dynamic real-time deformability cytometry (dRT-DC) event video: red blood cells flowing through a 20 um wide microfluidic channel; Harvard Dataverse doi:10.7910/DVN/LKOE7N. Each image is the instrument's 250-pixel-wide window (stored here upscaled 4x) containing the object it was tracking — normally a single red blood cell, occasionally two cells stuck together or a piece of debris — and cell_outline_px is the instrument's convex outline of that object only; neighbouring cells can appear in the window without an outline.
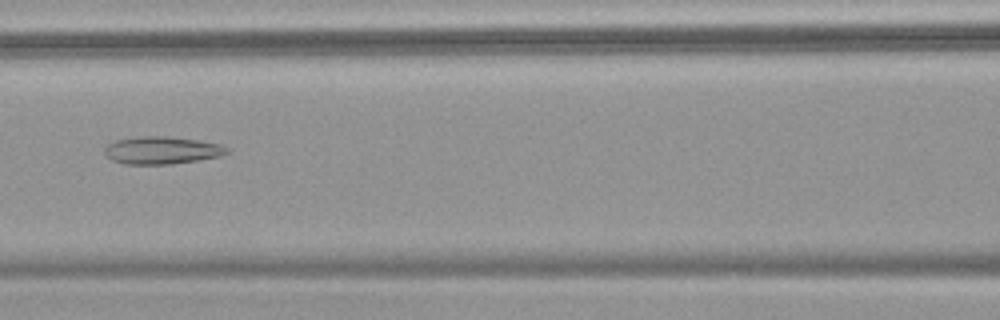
{"species": "common noctule bat (a hibernating species)", "species_latin": "Nyctalus noctula", "temperature_condition": "warm", "stored_images_in_passage": 54, "camera_frame_rate_fps": 3000, "um_per_image_px": 0.085, "animal": {"sex": "female", "body_mass_g": 18.4}, "frame": {"image": 1, "passage_image": 25, "time_ms": 8.0, "image_size_px": [1000, 320], "cell_outline_px": [[232, 152], [220, 156], [172, 164], [124, 164], [112, 160], [104, 156], [104, 148], [108, 144], [116, 140], [140, 136], [164, 136], [196, 140], [220, 144], [228, 148]], "centroid_in_image_um": [13.73, 12.78], "position_along_channel_um": 152.9, "area_um2": 19.65}}
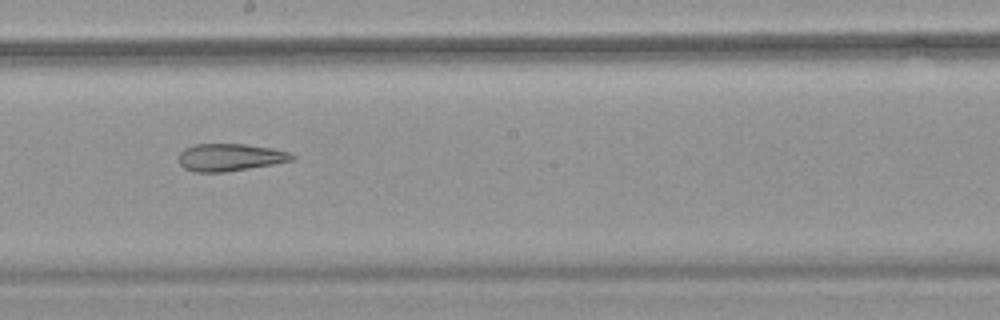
{"frame": {"image": 2, "passage_image": 31, "time_ms": 10.0, "image_size_px": [1000, 320], "cell_outline_px": [[296, 156], [292, 160], [272, 164], [224, 172], [196, 172], [184, 168], [180, 164], [180, 152], [184, 148], [196, 144], [244, 144], [272, 148], [292, 152]], "centroid_in_image_um": [19.56, 13.36], "position_along_channel_um": 228.6, "area_um2": 17.98}}
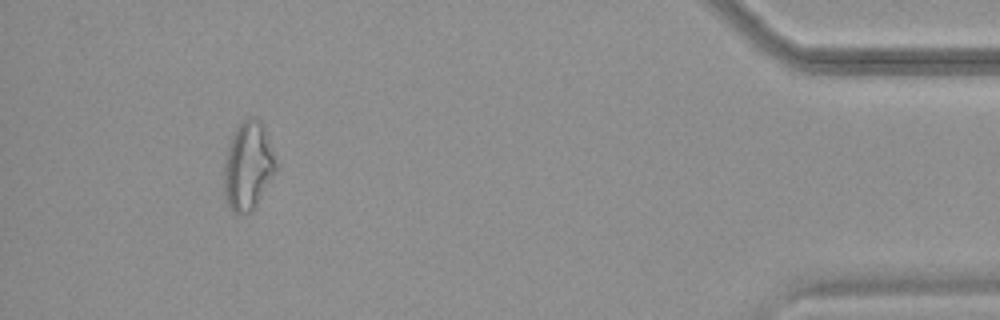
{"frame": {"image": 3, "passage_image": 50, "time_ms": 16.333, "image_size_px": [1000, 320], "cell_outline_px": [[276, 172], [252, 212], [244, 216], [232, 212], [228, 208], [224, 196], [224, 164], [228, 148], [232, 136], [236, 128], [248, 116], [252, 116], [260, 120], [264, 128], [276, 164]], "centroid_in_image_um": [21.06, 14.18], "position_along_channel_um": 414.1, "area_um2": 26.7}, "authors_computed_cell_mechanics": {"area_um2": 24.1026, "velocity_mm_per_s": 3.8138, "shape_relaxation_time_tau1_ms": null, "shape_relaxation_time_tau2_ms": 4.7939, "deformation_change_tau1": null, "deformation_change_tau2": 0.1551}}